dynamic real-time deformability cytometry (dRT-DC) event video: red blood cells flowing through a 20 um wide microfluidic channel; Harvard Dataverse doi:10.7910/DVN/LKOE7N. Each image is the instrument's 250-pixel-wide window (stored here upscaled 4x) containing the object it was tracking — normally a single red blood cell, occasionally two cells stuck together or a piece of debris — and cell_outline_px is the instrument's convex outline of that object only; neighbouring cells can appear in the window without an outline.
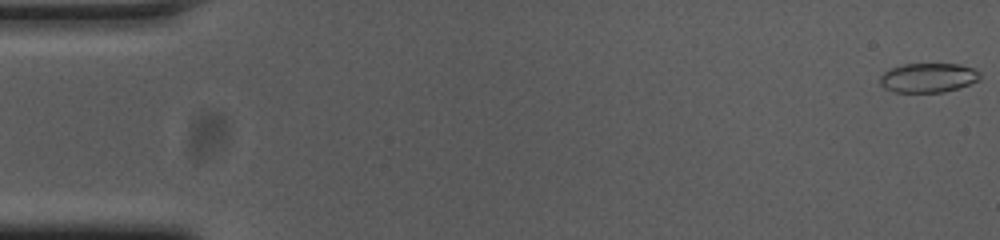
{"species": "common noctule bat (a hibernating species)", "species_latin": "Nyctalus noctula", "temperature_condition": "cold", "stored_images_in_passage": 55, "camera_frame_rate_fps": 3000, "um_per_image_px": 0.085, "animal": {"sex": "female", "body_mass_g": 23.0, "forearm_length_mm": 53.4}, "frame": {"image": 1, "passage_image": 1, "time_ms": 0.0, "image_size_px": [1000, 240], "cell_outline_px": [[980, 80], [944, 92], [892, 92], [884, 88], [880, 84], [880, 76], [888, 68], [904, 64], [960, 64], [972, 68], [980, 72]], "centroid_in_image_um": [78.86, 6.6], "position_along_channel_um": 6.1, "area_um2": 17.17}}
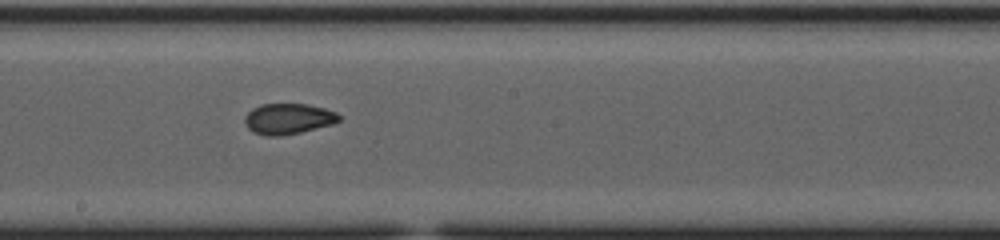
{"frame": {"image": 2, "passage_image": 30, "time_ms": 9.667, "image_size_px": [1000, 240], "cell_outline_px": [[340, 120], [332, 124], [300, 132], [280, 136], [264, 136], [252, 132], [244, 124], [244, 116], [252, 108], [260, 104], [308, 104], [324, 108], [336, 112], [340, 116]], "centroid_in_image_um": [24.45, 10.1], "position_along_channel_um": 223.7, "area_um2": 16.99}}
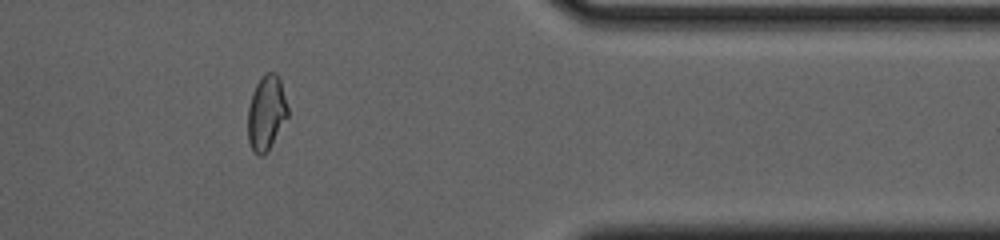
{"frame": {"image": 3, "passage_image": 45, "time_ms": 14.667, "image_size_px": [1000, 240], "cell_outline_px": [[288, 116], [264, 156], [260, 156], [252, 152], [248, 140], [248, 108], [252, 92], [256, 84], [264, 72], [276, 72], [280, 80], [288, 108]], "centroid_in_image_um": [22.62, 9.59], "position_along_channel_um": 388.8, "area_um2": 17.4}, "authors_computed_cell_mechanics": {"area_um2": 17.34, "velocity_mm_per_s": 3.7525, "shape_relaxation_time_tau1_ms": null, "shape_relaxation_time_tau2_ms": 1.2735, "deformation_change_tau1": null, "deformation_change_tau2": 0.0602}}